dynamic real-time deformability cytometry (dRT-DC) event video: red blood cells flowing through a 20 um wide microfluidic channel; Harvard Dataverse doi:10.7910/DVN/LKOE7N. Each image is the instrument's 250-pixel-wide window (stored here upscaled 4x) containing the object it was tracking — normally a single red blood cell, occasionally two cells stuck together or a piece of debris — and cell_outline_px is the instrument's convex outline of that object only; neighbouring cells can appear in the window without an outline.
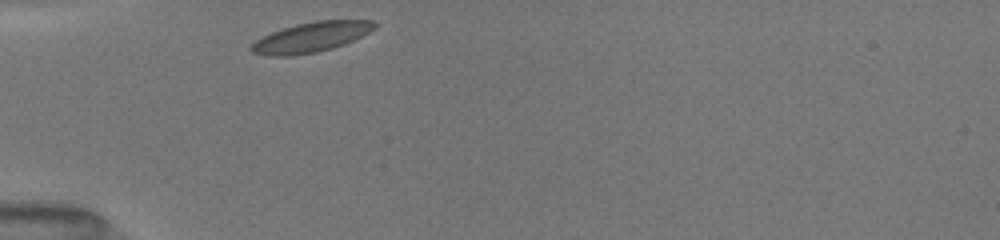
{"species": "common noctule bat (a hibernating species)", "species_latin": "Nyctalus noctula", "temperature_condition": "room temperature", "stored_images_in_passage": 19, "camera_frame_rate_fps": 3000, "um_per_image_px": 0.085, "animal": {"sex": "female", "body_mass_g": 19.5, "forearm_length_mm": 54.1}, "frame": {"image": 1, "passage_image": 1, "time_ms": 0.0, "image_size_px": [1000, 240], "cell_outline_px": [[376, 28], [344, 44], [332, 48], [316, 52], [292, 56], [268, 56], [252, 52], [248, 48], [256, 40], [272, 32], [296, 24], [316, 20], [372, 20], [376, 24]], "centroid_in_image_um": [26.42, 3.16], "position_along_channel_um": 58.6, "area_um2": 21.39}}
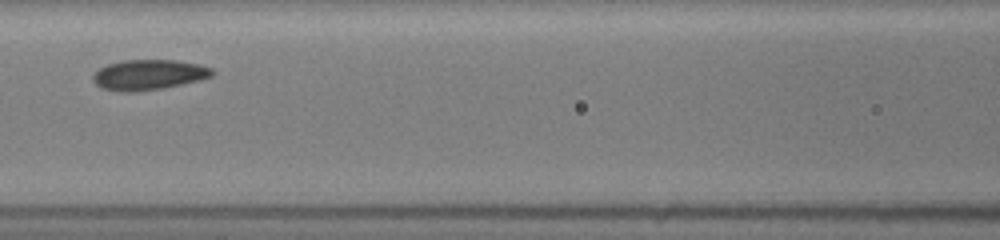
{"frame": {"image": 2, "passage_image": 13, "time_ms": 2.667, "image_size_px": [1000, 240], "cell_outline_px": [[212, 76], [200, 80], [184, 84], [164, 88], [136, 92], [116, 92], [100, 88], [92, 80], [92, 76], [100, 68], [108, 64], [124, 60], [176, 60], [200, 64], [212, 68]], "centroid_in_image_um": [12.62, 6.37], "position_along_channel_um": 154.0, "area_um2": 21.27}}
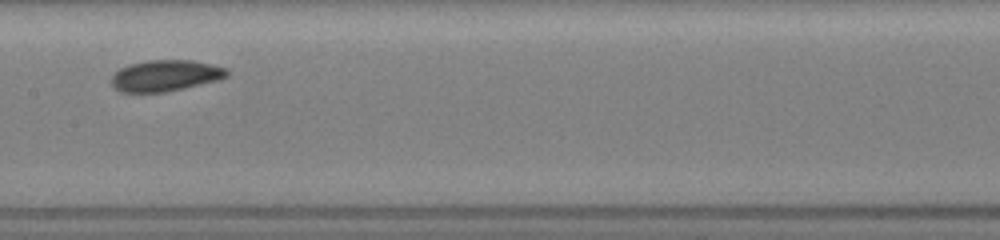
{"frame": {"image": 3, "passage_image": 18, "time_ms": 3.667, "image_size_px": [1000, 240], "cell_outline_px": [[228, 76], [220, 80], [184, 88], [164, 92], [120, 92], [112, 84], [112, 76], [120, 68], [128, 64], [144, 60], [192, 60], [212, 64], [228, 68]], "centroid_in_image_um": [14.09, 6.42], "position_along_channel_um": 193.3, "area_um2": 21.15}}